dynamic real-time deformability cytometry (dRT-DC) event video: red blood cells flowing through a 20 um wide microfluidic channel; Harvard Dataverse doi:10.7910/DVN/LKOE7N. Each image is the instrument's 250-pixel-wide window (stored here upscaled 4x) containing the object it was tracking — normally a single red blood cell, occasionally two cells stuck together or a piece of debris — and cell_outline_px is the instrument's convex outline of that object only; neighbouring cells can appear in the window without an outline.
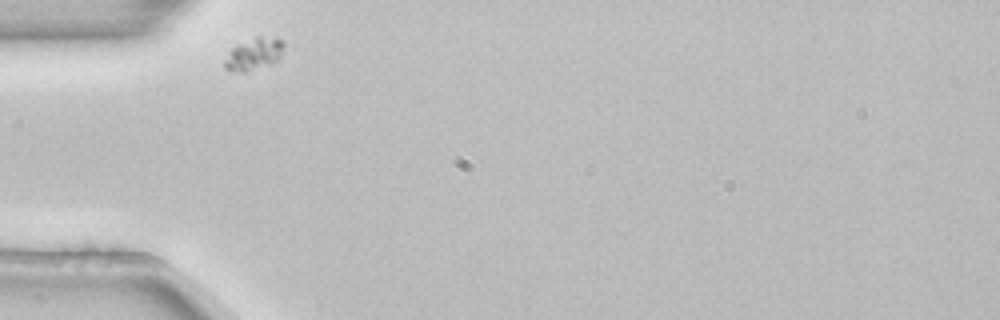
{"species": "common noctule bat (a hibernating species)", "species_latin": "Nyctalus noctula", "temperature_condition": "room temperature", "stored_images_in_passage": 1, "camera_frame_rate_fps": 3000, "um_per_image_px": 0.085, "animal": {"sex": "female", "body_mass_g": 22.7, "forearm_length_mm": 54.2}, "frame": {"image": 1, "passage_image": 1, "time_ms": 0.0, "image_size_px": [1000, 320], "cell_outline_px": [[284, 44], [280, 56], [276, 60], [244, 72], [240, 72], [224, 68], [224, 60], [228, 52], [236, 44], [256, 36], [260, 36], [284, 40]], "centroid_in_image_um": [21.54, 4.55], "position_along_channel_um": 63.5, "area_um2": 10.75}}